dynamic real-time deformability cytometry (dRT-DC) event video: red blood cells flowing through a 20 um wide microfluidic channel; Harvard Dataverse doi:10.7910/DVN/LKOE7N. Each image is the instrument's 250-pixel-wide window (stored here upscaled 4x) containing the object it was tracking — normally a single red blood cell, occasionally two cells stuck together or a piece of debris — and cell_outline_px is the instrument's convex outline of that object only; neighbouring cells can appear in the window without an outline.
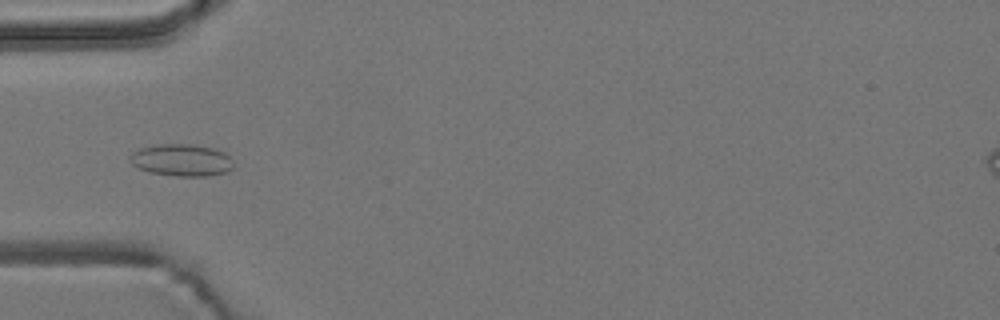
{"species": "common noctule bat (a hibernating species)", "species_latin": "Nyctalus noctula", "temperature_condition": "room temperature", "stored_images_in_passage": 9, "camera_frame_rate_fps": 3000, "um_per_image_px": 0.085, "animal": {"sex": "male", "body_mass_g": 19.2, "forearm_length_mm": 51.8}, "frame": {"image": 1, "passage_image": 4, "time_ms": 1.0, "image_size_px": [1000, 320], "cell_outline_px": [[232, 168], [228, 172], [208, 176], [176, 176], [148, 172], [132, 164], [128, 156], [132, 152], [140, 148], [156, 144], [192, 144], [212, 148], [224, 152], [228, 156], [232, 164]], "centroid_in_image_um": [15.4, 13.61], "position_along_channel_um": 69.6, "area_um2": 19.36}}
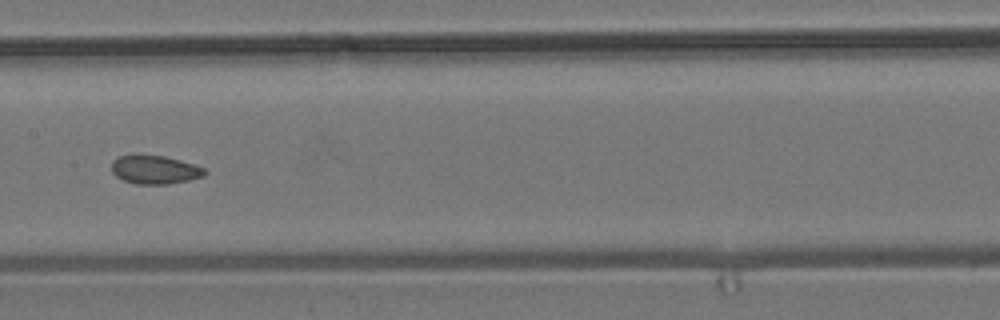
{"frame": {"image": 2, "passage_image": 7, "time_ms": 2.0, "image_size_px": [1000, 320], "cell_outline_px": [[208, 172], [204, 176], [188, 180], [168, 184], [136, 184], [124, 180], [116, 176], [112, 172], [112, 160], [120, 156], [164, 156], [180, 160], [204, 168]], "centroid_in_image_um": [13.17, 14.44], "position_along_channel_um": 194.2, "area_um2": 15.2}}
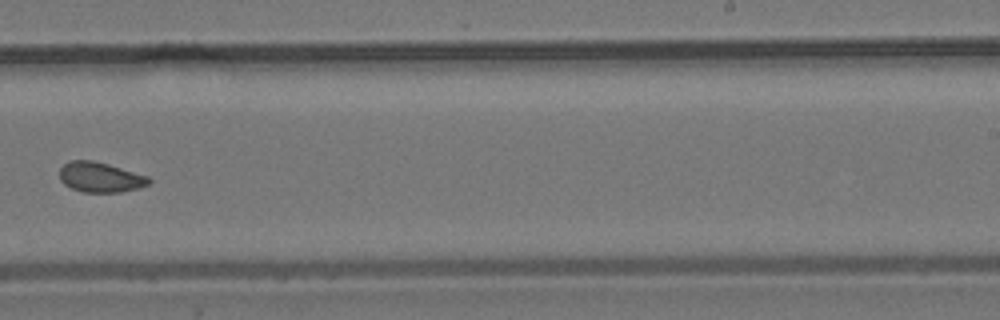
{"frame": {"image": 3, "passage_image": 9, "time_ms": 2.667, "image_size_px": [1000, 320], "cell_outline_px": [[152, 180], [148, 184], [136, 188], [120, 192], [84, 192], [72, 188], [64, 184], [60, 180], [60, 168], [68, 160], [92, 160], [108, 164], [148, 176]], "centroid_in_image_um": [8.5, 15.05], "position_along_channel_um": 280.5, "area_um2": 15.55}}